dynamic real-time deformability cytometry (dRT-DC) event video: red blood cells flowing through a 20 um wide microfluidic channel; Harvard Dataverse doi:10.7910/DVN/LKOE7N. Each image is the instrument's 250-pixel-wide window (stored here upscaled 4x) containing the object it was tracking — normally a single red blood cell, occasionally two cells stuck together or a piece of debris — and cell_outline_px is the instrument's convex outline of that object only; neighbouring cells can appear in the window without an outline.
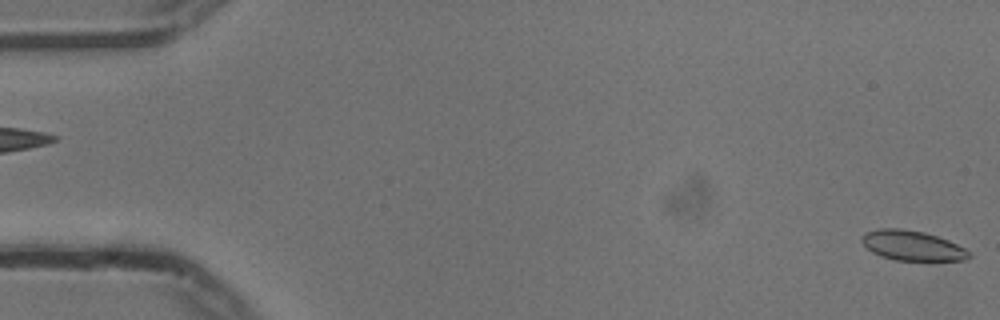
{"species": "common noctule bat (a hibernating species)", "species_latin": "Nyctalus noctula", "temperature_condition": "cold", "stored_images_in_passage": 55, "camera_frame_rate_fps": 3000, "um_per_image_px": 0.085, "animal": {"sex": "male", "body_mass_g": 13.3}, "frame": {"image": 1, "passage_image": 1, "time_ms": 0.0, "image_size_px": [1000, 320], "cell_outline_px": [[972, 256], [968, 260], [896, 260], [880, 256], [872, 252], [860, 240], [864, 232], [876, 228], [900, 228], [924, 232], [948, 240], [972, 252]], "centroid_in_image_um": [77.54, 20.87], "position_along_channel_um": 7.5, "area_um2": 18.79}}
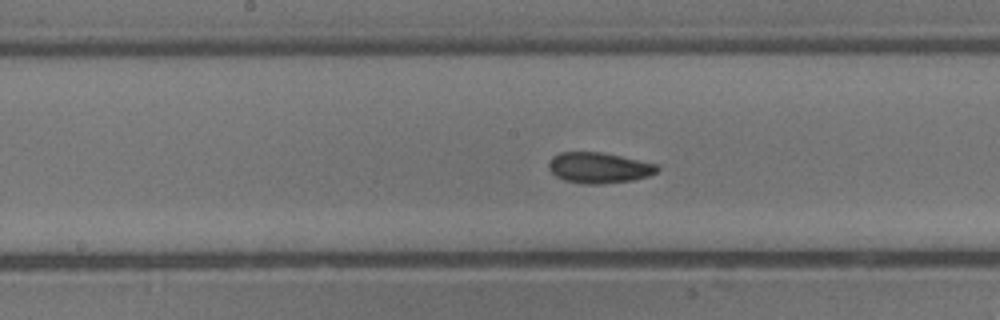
{"frame": {"image": 2, "passage_image": 28, "time_ms": 9.0, "image_size_px": [1000, 320], "cell_outline_px": [[660, 168], [656, 172], [648, 176], [632, 180], [604, 184], [584, 184], [564, 180], [556, 176], [548, 168], [548, 164], [552, 156], [560, 152], [600, 152], [620, 156], [656, 164]], "centroid_in_image_um": [50.88, 14.26], "position_along_channel_um": 197.3, "area_um2": 19.36}}
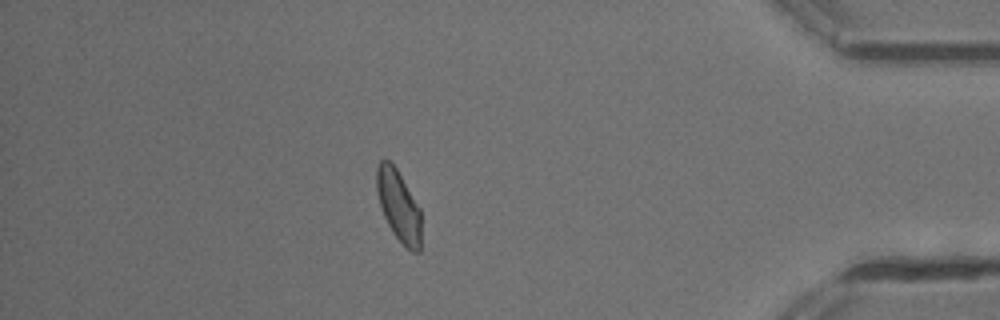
{"frame": {"image": 3, "passage_image": 48, "time_ms": 15.667, "image_size_px": [1000, 320], "cell_outline_px": [[420, 252], [412, 252], [392, 232], [384, 216], [380, 204], [376, 188], [376, 168], [380, 160], [388, 160], [396, 168], [420, 208]], "centroid_in_image_um": [33.87, 17.47], "position_along_channel_um": 401.3, "area_um2": 18.15}, "authors_computed_cell_mechanics": {"area_um2": 19.2474, "velocity_mm_per_s": 3.7229, "shape_relaxation_time_tau1_ms": 6.9174, "shape_relaxation_time_tau2_ms": 2.5742, "deformation_change_tau1": 0.1205, "deformation_change_tau2": 0.0676}}